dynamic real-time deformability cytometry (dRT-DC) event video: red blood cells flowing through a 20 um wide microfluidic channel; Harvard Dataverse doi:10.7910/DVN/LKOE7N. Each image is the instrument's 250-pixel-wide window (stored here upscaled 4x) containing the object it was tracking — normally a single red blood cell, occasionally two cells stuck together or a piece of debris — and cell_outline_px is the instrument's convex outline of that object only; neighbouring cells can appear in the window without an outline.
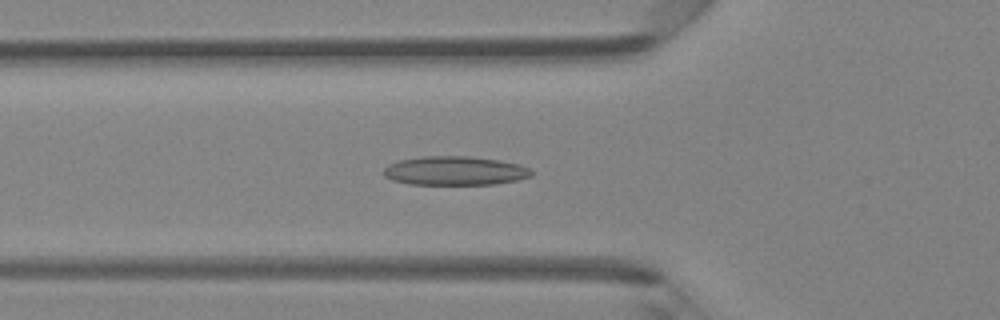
{"species": "Egyptian fruit bat (a non-hibernating species)", "species_latin": "Rousettus aegyptiacus", "temperature_condition": "room temperature", "stored_images_in_passage": 44, "camera_frame_rate_fps": 3000, "um_per_image_px": 0.085, "animal": {"sex": "female"}, "frame": {"image": 1, "passage_image": 14, "time_ms": 4.333, "image_size_px": [1000, 320], "cell_outline_px": [[532, 176], [516, 180], [496, 184], [408, 184], [392, 180], [384, 176], [384, 168], [388, 164], [400, 160], [424, 156], [468, 156], [500, 160], [520, 164], [528, 168], [532, 172]], "centroid_in_image_um": [38.66, 14.51], "position_along_channel_um": 87.1, "area_um2": 24.91}}
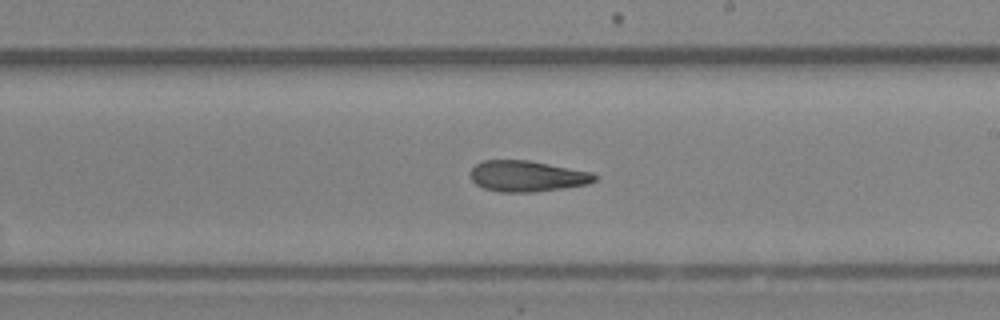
{"frame": {"image": 2, "passage_image": 25, "time_ms": 8.0, "image_size_px": [1000, 320], "cell_outline_px": [[596, 180], [588, 184], [536, 192], [500, 192], [484, 188], [476, 184], [472, 180], [468, 172], [480, 160], [528, 160], [592, 172], [596, 176]], "centroid_in_image_um": [44.76, 14.97], "position_along_channel_um": 244.2, "area_um2": 22.48}}
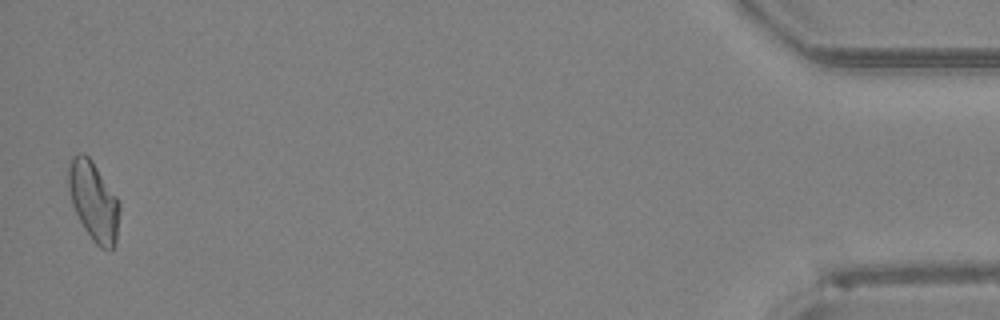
{"frame": {"image": 3, "passage_image": 44, "time_ms": 14.333, "image_size_px": [1000, 320], "cell_outline_px": [[120, 208], [116, 240], [112, 248], [100, 248], [96, 244], [84, 228], [72, 204], [68, 188], [68, 164], [72, 156], [80, 152], [84, 152], [92, 160], [116, 196], [120, 204]], "centroid_in_image_um": [7.94, 17.05], "position_along_channel_um": 427.3, "area_um2": 23.41}}